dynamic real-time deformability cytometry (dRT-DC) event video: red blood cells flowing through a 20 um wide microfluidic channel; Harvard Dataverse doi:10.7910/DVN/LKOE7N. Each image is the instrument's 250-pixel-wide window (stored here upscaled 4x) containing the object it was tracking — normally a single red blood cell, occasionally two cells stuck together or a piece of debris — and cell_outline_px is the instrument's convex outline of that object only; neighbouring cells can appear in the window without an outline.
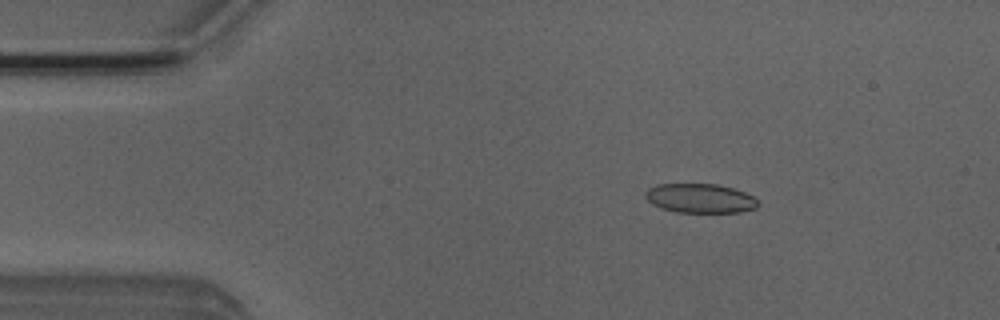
{"species": "Egyptian fruit bat (a non-hibernating species)", "species_latin": "Rousettus aegyptiacus", "temperature_condition": "room temperature", "stored_images_in_passage": 51, "camera_frame_rate_fps": 3000, "um_per_image_px": 0.085, "animal": {"sex": "male"}, "frame": {"image": 1, "passage_image": 8, "time_ms": 2.333, "image_size_px": [1000, 320], "cell_outline_px": [[760, 204], [756, 208], [740, 212], [676, 212], [660, 208], [652, 204], [644, 196], [644, 192], [648, 188], [656, 184], [716, 184], [732, 188], [744, 192], [760, 200]], "centroid_in_image_um": [59.5, 16.86], "position_along_channel_um": 25.5, "area_um2": 19.36}}
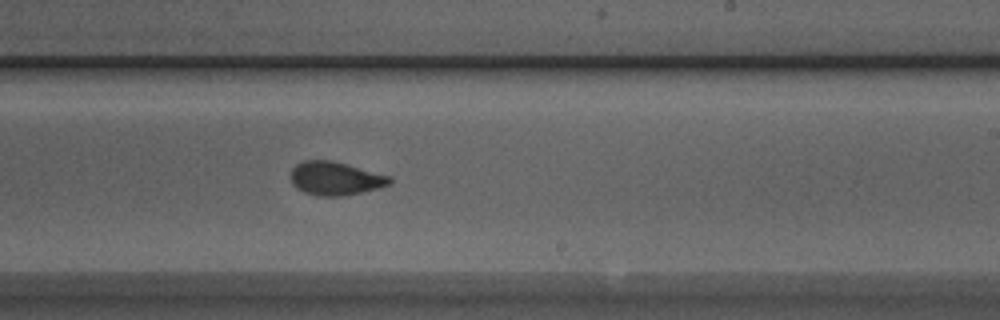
{"frame": {"image": 2, "passage_image": 30, "time_ms": 9.667, "image_size_px": [1000, 320], "cell_outline_px": [[392, 184], [360, 192], [340, 196], [320, 196], [304, 192], [296, 188], [292, 184], [292, 168], [296, 164], [304, 160], [332, 160], [348, 164], [392, 176]], "centroid_in_image_um": [28.52, 15.15], "position_along_channel_um": 260.5, "area_um2": 19.31}}
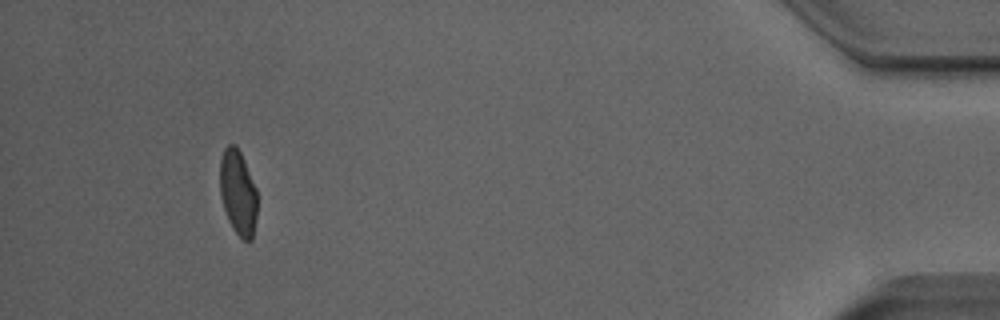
{"frame": {"image": 3, "passage_image": 47, "time_ms": 15.333, "image_size_px": [1000, 320], "cell_outline_px": [[256, 216], [252, 240], [244, 240], [236, 232], [228, 220], [220, 196], [220, 156], [224, 148], [228, 144], [236, 144], [244, 160], [256, 188]], "centroid_in_image_um": [20.21, 16.32], "position_along_channel_um": 415.0, "area_um2": 18.38}, "authors_computed_cell_mechanics": {"area_um2": 19.7098, "velocity_mm_per_s": 4.0254, "shape_relaxation_time_tau1_ms": 3.7298, "shape_relaxation_time_tau2_ms": 1.3009, "deformation_change_tau1": 0.1275, "deformation_change_tau2": 0.0549}}